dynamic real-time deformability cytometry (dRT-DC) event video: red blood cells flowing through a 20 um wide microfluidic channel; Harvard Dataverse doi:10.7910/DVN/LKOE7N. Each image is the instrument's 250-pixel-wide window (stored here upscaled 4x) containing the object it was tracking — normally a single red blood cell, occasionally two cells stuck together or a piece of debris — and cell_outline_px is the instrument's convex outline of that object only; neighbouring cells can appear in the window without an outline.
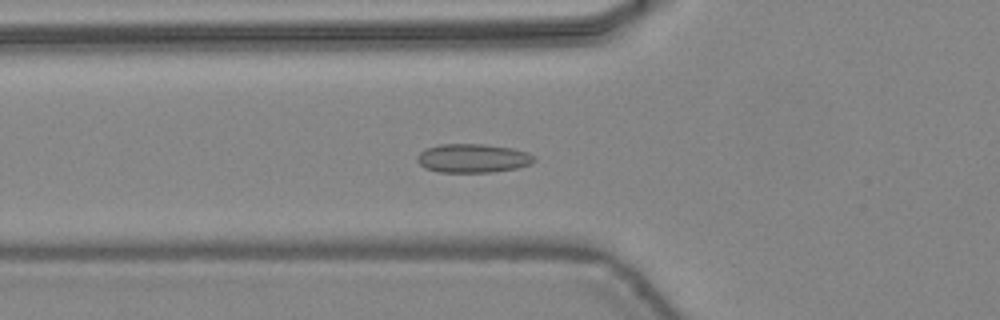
{"species": "common noctule bat (a hibernating species)", "species_latin": "Nyctalus noctula", "temperature_condition": "warm", "stored_images_in_passage": 42, "camera_frame_rate_fps": 3000, "um_per_image_px": 0.085, "animal": {"sex": "female", "body_mass_g": 24.6, "forearm_length_mm": 56.2}, "frame": {"image": 1, "passage_image": 12, "time_ms": 3.667, "image_size_px": [1000, 320], "cell_outline_px": [[536, 160], [532, 164], [516, 168], [492, 172], [440, 172], [424, 168], [416, 160], [416, 156], [420, 152], [428, 148], [440, 144], [484, 144], [512, 148], [528, 152], [536, 156]], "centroid_in_image_um": [40.22, 13.45], "position_along_channel_um": 85.6, "area_um2": 19.77}}
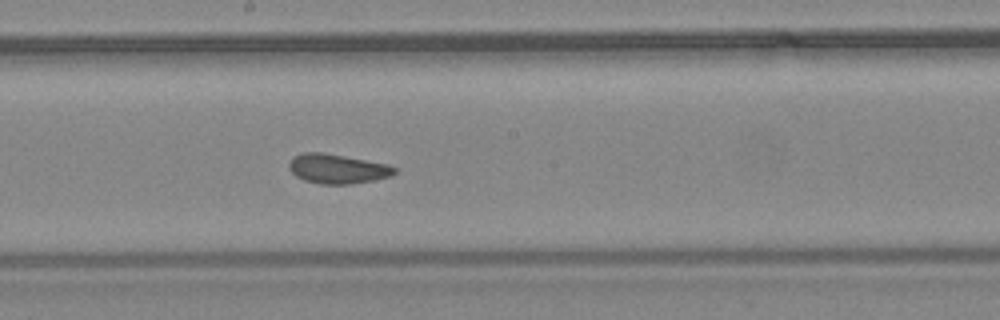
{"frame": {"image": 2, "passage_image": 21, "time_ms": 6.667, "image_size_px": [1000, 320], "cell_outline_px": [[396, 172], [392, 176], [376, 180], [352, 184], [320, 184], [304, 180], [296, 176], [288, 168], [288, 164], [292, 156], [304, 152], [324, 152], [388, 164], [396, 168]], "centroid_in_image_um": [28.67, 14.34], "position_along_channel_um": 219.5, "area_um2": 18.38}}
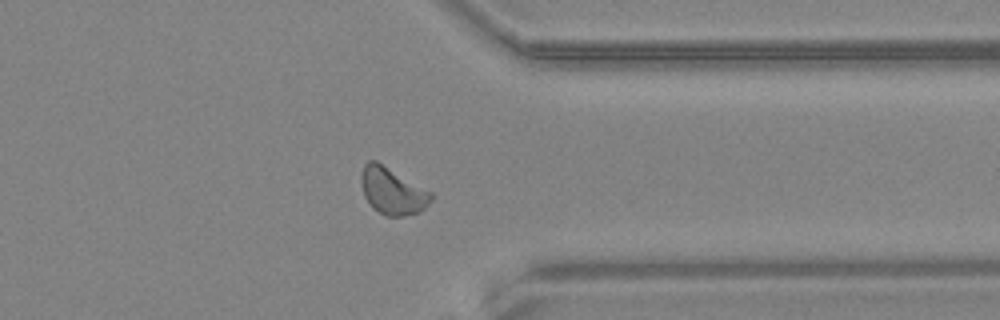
{"frame": {"image": 3, "passage_image": 32, "time_ms": 10.333, "image_size_px": [1000, 320], "cell_outline_px": [[436, 196], [420, 212], [404, 216], [384, 216], [372, 208], [364, 196], [360, 180], [360, 176], [364, 164], [368, 160], [376, 160], [432, 192]], "centroid_in_image_um": [33.35, 16.24], "position_along_channel_um": 378.0, "area_um2": 19.36}, "authors_computed_cell_mechanics": {"area_um2": 18.3226, "velocity_mm_per_s": 4.4355, "shape_relaxation_time_tau1_ms": null, "shape_relaxation_time_tau2_ms": 1.3521, "deformation_change_tau1": null, "deformation_change_tau2": 0.055}}